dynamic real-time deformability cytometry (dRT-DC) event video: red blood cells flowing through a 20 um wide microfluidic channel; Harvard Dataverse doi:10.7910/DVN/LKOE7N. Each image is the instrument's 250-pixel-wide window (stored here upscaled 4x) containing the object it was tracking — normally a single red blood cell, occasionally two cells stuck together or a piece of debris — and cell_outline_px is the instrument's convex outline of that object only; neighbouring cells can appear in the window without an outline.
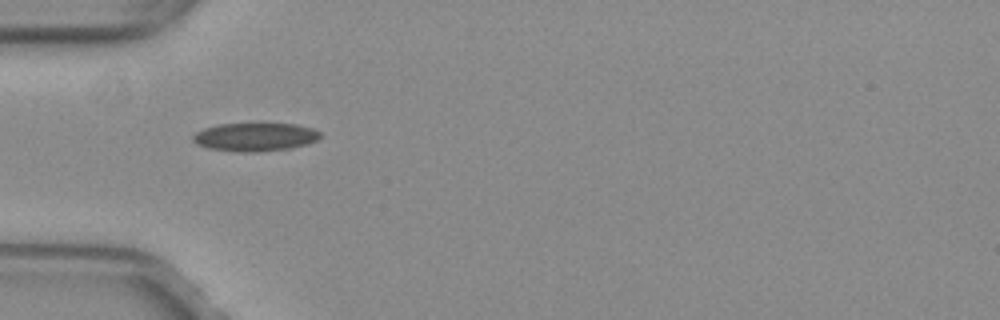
{"species": "common noctule bat (a hibernating species)", "species_latin": "Nyctalus noctula", "temperature_condition": "warm", "stored_images_in_passage": 36, "camera_frame_rate_fps": 3000, "um_per_image_px": 0.085, "animal": {"sex": "female", "body_mass_g": 29.2, "forearm_length_mm": 56.3}, "frame": {"image": 1, "passage_image": 1, "time_ms": 0.0, "image_size_px": [1000, 320], "cell_outline_px": [[320, 136], [316, 140], [308, 144], [292, 148], [256, 152], [240, 152], [208, 148], [196, 144], [192, 140], [192, 136], [196, 132], [204, 128], [220, 124], [260, 120], [296, 124], [312, 128], [320, 132]], "centroid_in_image_um": [21.69, 11.59], "position_along_channel_um": 63.3, "area_um2": 22.08}}
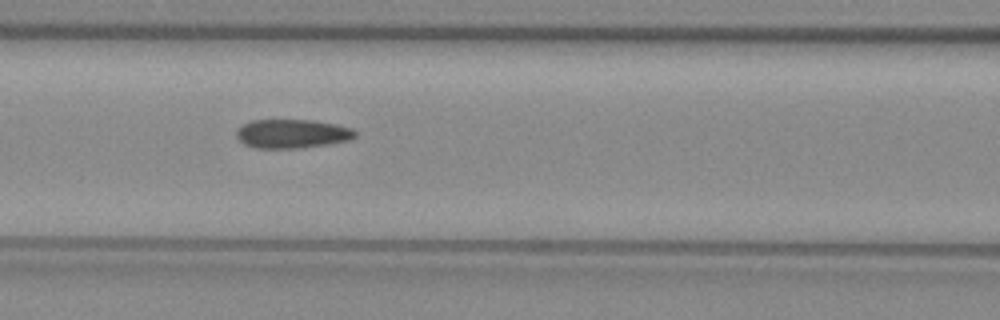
{"frame": {"image": 2, "passage_image": 7, "time_ms": 2.0, "image_size_px": [1000, 320], "cell_outline_px": [[356, 136], [348, 140], [332, 144], [300, 148], [256, 148], [244, 144], [236, 136], [236, 128], [252, 120], [312, 120], [336, 124], [352, 128], [356, 132]], "centroid_in_image_um": [24.83, 11.37], "position_along_channel_um": 141.8, "area_um2": 20.11}}
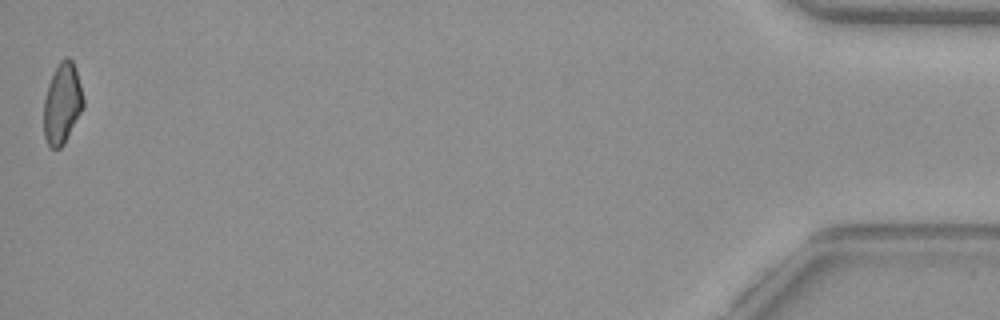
{"frame": {"image": 3, "passage_image": 36, "time_ms": 11.667, "image_size_px": [1000, 320], "cell_outline_px": [[84, 108], [64, 144], [60, 148], [52, 148], [48, 144], [44, 136], [44, 100], [48, 84], [60, 60], [68, 56], [72, 60], [76, 68], [84, 100]], "centroid_in_image_um": [5.3, 8.8], "position_along_channel_um": 429.9, "area_um2": 18.61}, "authors_computed_cell_mechanics": {"area_um2": 19.9121, "velocity_mm_per_s": 4.004, "shape_relaxation_time_tau1_ms": null, "shape_relaxation_time_tau2_ms": 2.5557, "deformation_change_tau1": null, "deformation_change_tau2": 0.0966}}